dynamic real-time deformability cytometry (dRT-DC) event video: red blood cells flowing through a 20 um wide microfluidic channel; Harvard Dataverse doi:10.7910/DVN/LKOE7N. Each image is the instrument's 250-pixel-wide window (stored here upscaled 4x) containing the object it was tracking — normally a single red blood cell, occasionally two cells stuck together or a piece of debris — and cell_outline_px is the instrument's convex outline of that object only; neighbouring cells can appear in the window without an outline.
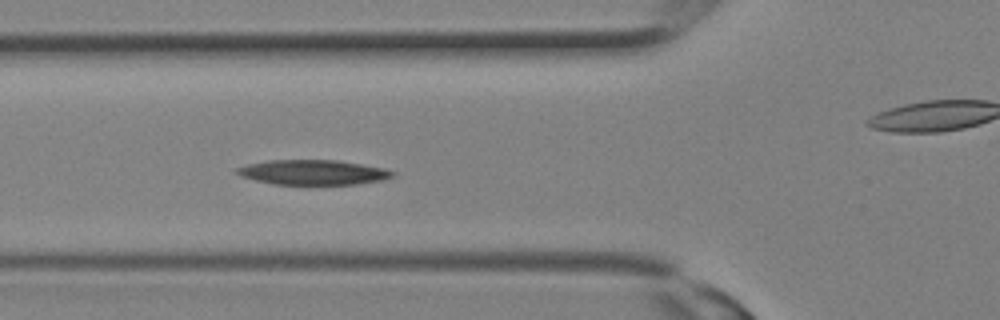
{"species": "Egyptian fruit bat (a non-hibernating species)", "species_latin": "Rousettus aegyptiacus", "temperature_condition": "room temperature", "stored_images_in_passage": 9, "segment_of_instrument_passage": [1, 2], "camera_frame_rate_fps": 3000, "um_per_image_px": 0.085, "animal": {"sex": "female"}, "frame": {"image": 1, "passage_image": 8, "time_ms": 2.333, "image_size_px": [1000, 320], "cell_outline_px": [[396, 176], [384, 180], [356, 184], [276, 184], [256, 180], [240, 176], [236, 172], [236, 168], [248, 164], [268, 160], [340, 160], [384, 168], [396, 172]], "centroid_in_image_um": [26.66, 14.64], "position_along_channel_um": 99.1, "area_um2": 22.6}}